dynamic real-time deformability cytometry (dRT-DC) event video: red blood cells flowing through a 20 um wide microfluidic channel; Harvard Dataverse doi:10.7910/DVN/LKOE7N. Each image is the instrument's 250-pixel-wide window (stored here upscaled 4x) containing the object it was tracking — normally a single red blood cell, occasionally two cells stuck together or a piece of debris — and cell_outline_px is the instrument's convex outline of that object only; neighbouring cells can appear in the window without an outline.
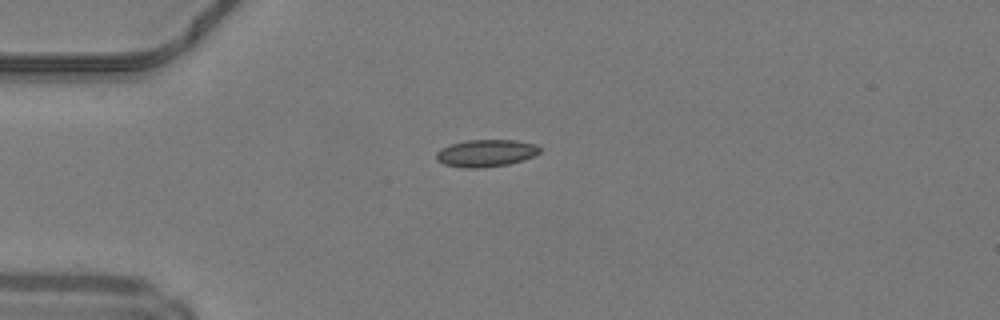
{"species": "common noctule bat (a hibernating species)", "species_latin": "Nyctalus noctula", "temperature_condition": "warm", "stored_images_in_passage": 33, "camera_frame_rate_fps": 3000, "um_per_image_px": 0.085, "animal": {"sex": "male", "body_mass_g": 19.2, "forearm_length_mm": 51.8}, "frame": {"image": 1, "passage_image": 1, "time_ms": 0.0, "image_size_px": [1000, 320], "cell_outline_px": [[540, 152], [524, 160], [508, 164], [484, 168], [464, 168], [444, 164], [436, 160], [436, 152], [440, 148], [452, 144], [468, 140], [516, 140], [536, 144], [540, 148]], "centroid_in_image_um": [41.3, 13.02], "position_along_channel_um": 43.7, "area_um2": 16.47}}
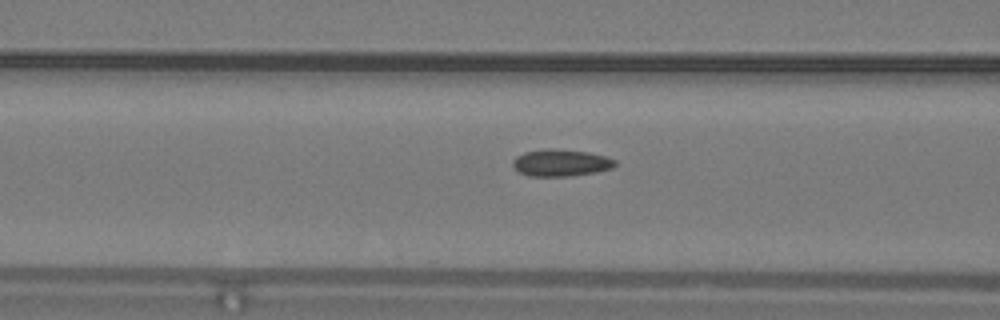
{"frame": {"image": 2, "passage_image": 8, "time_ms": 2.333, "image_size_px": [1000, 320], "cell_outline_px": [[616, 164], [612, 168], [596, 172], [568, 176], [528, 176], [516, 172], [512, 164], [512, 160], [516, 156], [524, 152], [544, 148], [552, 148], [588, 152], [604, 156], [616, 160]], "centroid_in_image_um": [47.61, 13.83], "position_along_channel_um": 119.0, "area_um2": 16.24}}
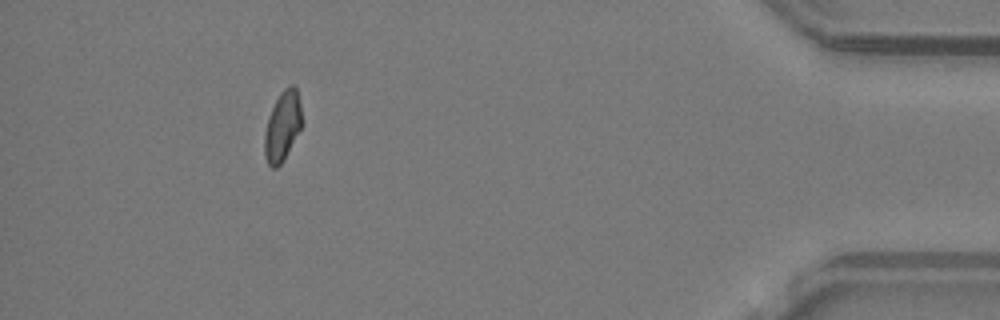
{"frame": {"image": 3, "passage_image": 33, "time_ms": 10.667, "image_size_px": [1000, 320], "cell_outline_px": [[300, 128], [284, 160], [276, 168], [272, 168], [268, 164], [264, 156], [264, 132], [268, 116], [280, 92], [288, 84], [292, 84], [296, 88], [300, 104]], "centroid_in_image_um": [23.97, 10.73], "position_along_channel_um": 411.2, "area_um2": 15.03}, "authors_computed_cell_mechanics": {"area_um2": 15.4904, "velocity_mm_per_s": 4.2297, "shape_relaxation_time_tau1_ms": null, "shape_relaxation_time_tau2_ms": 2.4366, "deformation_change_tau1": null, "deformation_change_tau2": 0.0703}}